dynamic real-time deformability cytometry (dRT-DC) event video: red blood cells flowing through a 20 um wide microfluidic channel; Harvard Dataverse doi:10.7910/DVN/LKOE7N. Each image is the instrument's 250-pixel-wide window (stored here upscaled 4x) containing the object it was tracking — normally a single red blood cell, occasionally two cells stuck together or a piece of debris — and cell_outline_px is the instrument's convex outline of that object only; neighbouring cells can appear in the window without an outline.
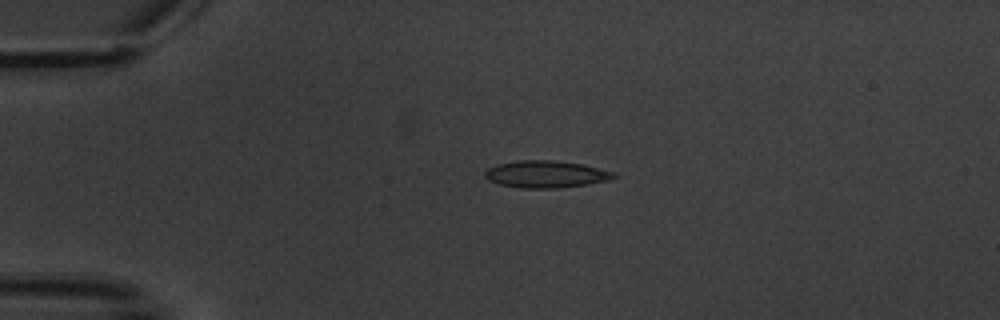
{"species": "common noctule bat (a hibernating species)", "species_latin": "Nyctalus noctula", "temperature_condition": "warm", "stored_images_in_passage": 4, "camera_frame_rate_fps": 3000, "um_per_image_px": 0.085, "animal": {"sex": "male", "body_mass_g": 20.1, "forearm_length_mm": 53.5}, "frame": {"image": 1, "passage_image": 3, "time_ms": 2.333, "image_size_px": [1000, 320], "cell_outline_px": [[620, 176], [608, 180], [588, 184], [556, 188], [520, 188], [500, 184], [488, 180], [484, 176], [484, 172], [488, 168], [496, 164], [520, 160], [556, 160], [580, 164], [616, 172]], "centroid_in_image_um": [46.41, 14.8], "position_along_channel_um": 38.6, "area_um2": 20.4}}